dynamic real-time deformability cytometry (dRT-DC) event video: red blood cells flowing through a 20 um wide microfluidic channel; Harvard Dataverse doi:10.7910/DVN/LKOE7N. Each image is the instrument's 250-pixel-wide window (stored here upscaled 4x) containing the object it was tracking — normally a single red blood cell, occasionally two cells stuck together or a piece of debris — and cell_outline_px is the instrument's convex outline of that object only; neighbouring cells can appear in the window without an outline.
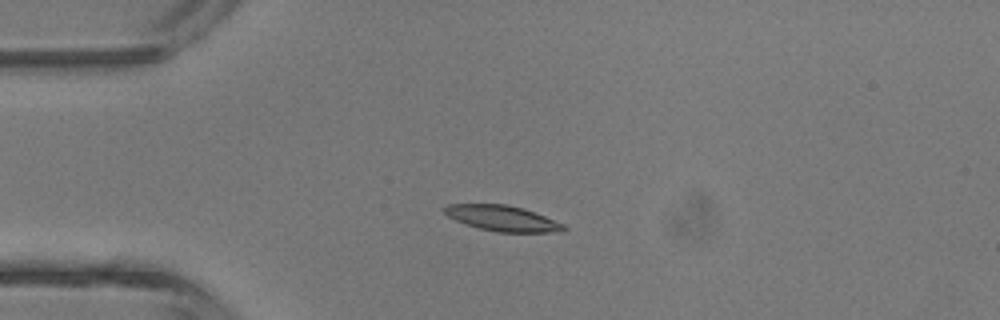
{"species": "common noctule bat (a hibernating species)", "species_latin": "Nyctalus noctula", "temperature_condition": "room temperature", "stored_images_in_passage": 4, "camera_frame_rate_fps": 3000, "um_per_image_px": 0.085, "animal": {"sex": "male", "body_mass_g": 13.3}, "frame": {"image": 1, "passage_image": 3, "time_ms": 3.333, "image_size_px": [1000, 320], "cell_outline_px": [[568, 228], [564, 232], [500, 232], [480, 228], [456, 220], [448, 216], [440, 208], [448, 204], [508, 204], [524, 208], [564, 224]], "centroid_in_image_um": [42.73, 18.54], "position_along_channel_um": 42.3, "area_um2": 17.74}}